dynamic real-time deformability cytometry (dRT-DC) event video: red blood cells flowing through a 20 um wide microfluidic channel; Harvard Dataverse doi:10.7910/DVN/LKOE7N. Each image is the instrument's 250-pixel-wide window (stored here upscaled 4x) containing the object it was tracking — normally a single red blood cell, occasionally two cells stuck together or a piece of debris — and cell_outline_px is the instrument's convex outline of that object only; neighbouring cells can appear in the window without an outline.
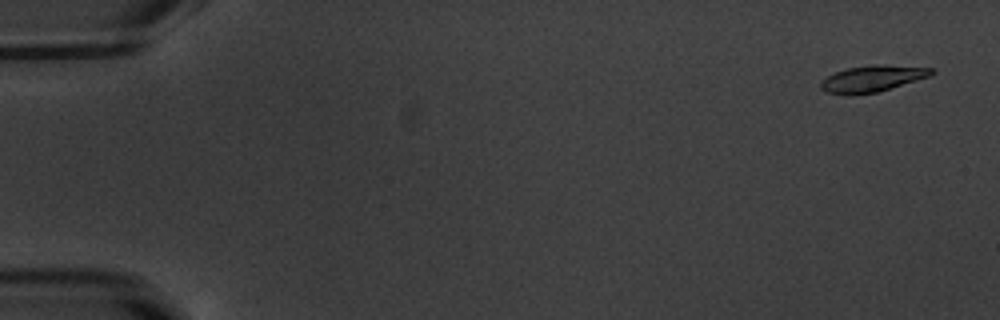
{"species": "common noctule bat (a hibernating species)", "species_latin": "Nyctalus noctula", "temperature_condition": "warm", "stored_images_in_passage": 12, "camera_frame_rate_fps": 3000, "um_per_image_px": 0.085, "animal": {"sex": "male", "body_mass_g": 20.1, "forearm_length_mm": 53.5}, "frame": {"image": 1, "passage_image": 3, "time_ms": 0.667, "image_size_px": [1000, 320], "cell_outline_px": [[936, 72], [932, 76], [876, 92], [852, 96], [844, 96], [824, 92], [820, 88], [820, 80], [836, 72], [848, 68], [876, 64], [880, 64], [932, 68]], "centroid_in_image_um": [74.12, 6.7], "position_along_channel_um": 10.9, "area_um2": 17.28}}